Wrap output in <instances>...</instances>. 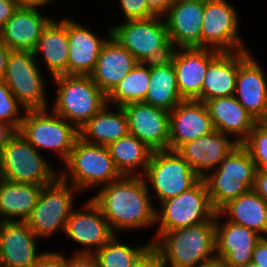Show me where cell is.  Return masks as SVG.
Here are the masks:
<instances>
[{
  "instance_id": "cell-1",
  "label": "cell",
  "mask_w": 267,
  "mask_h": 267,
  "mask_svg": "<svg viewBox=\"0 0 267 267\" xmlns=\"http://www.w3.org/2000/svg\"><path fill=\"white\" fill-rule=\"evenodd\" d=\"M91 200L114 234L155 228V205L143 176L122 175L99 187Z\"/></svg>"
},
{
  "instance_id": "cell-2",
  "label": "cell",
  "mask_w": 267,
  "mask_h": 267,
  "mask_svg": "<svg viewBox=\"0 0 267 267\" xmlns=\"http://www.w3.org/2000/svg\"><path fill=\"white\" fill-rule=\"evenodd\" d=\"M163 267H201L216 258L215 216L201 224L155 234Z\"/></svg>"
},
{
  "instance_id": "cell-3",
  "label": "cell",
  "mask_w": 267,
  "mask_h": 267,
  "mask_svg": "<svg viewBox=\"0 0 267 267\" xmlns=\"http://www.w3.org/2000/svg\"><path fill=\"white\" fill-rule=\"evenodd\" d=\"M59 176L86 193L90 189L96 191L122 175L116 169L107 146L88 144L78 138L67 160L59 165Z\"/></svg>"
},
{
  "instance_id": "cell-4",
  "label": "cell",
  "mask_w": 267,
  "mask_h": 267,
  "mask_svg": "<svg viewBox=\"0 0 267 267\" xmlns=\"http://www.w3.org/2000/svg\"><path fill=\"white\" fill-rule=\"evenodd\" d=\"M50 80L57 88L50 109L78 130L107 104V95L90 76L58 75Z\"/></svg>"
},
{
  "instance_id": "cell-5",
  "label": "cell",
  "mask_w": 267,
  "mask_h": 267,
  "mask_svg": "<svg viewBox=\"0 0 267 267\" xmlns=\"http://www.w3.org/2000/svg\"><path fill=\"white\" fill-rule=\"evenodd\" d=\"M119 21L110 25L111 36L138 62L156 63L169 59L173 48L163 16Z\"/></svg>"
},
{
  "instance_id": "cell-6",
  "label": "cell",
  "mask_w": 267,
  "mask_h": 267,
  "mask_svg": "<svg viewBox=\"0 0 267 267\" xmlns=\"http://www.w3.org/2000/svg\"><path fill=\"white\" fill-rule=\"evenodd\" d=\"M48 160L16 131L0 150V178L45 186L59 176V168Z\"/></svg>"
},
{
  "instance_id": "cell-7",
  "label": "cell",
  "mask_w": 267,
  "mask_h": 267,
  "mask_svg": "<svg viewBox=\"0 0 267 267\" xmlns=\"http://www.w3.org/2000/svg\"><path fill=\"white\" fill-rule=\"evenodd\" d=\"M18 131L39 152L53 151L61 163L79 138V130L50 108L26 110Z\"/></svg>"
},
{
  "instance_id": "cell-8",
  "label": "cell",
  "mask_w": 267,
  "mask_h": 267,
  "mask_svg": "<svg viewBox=\"0 0 267 267\" xmlns=\"http://www.w3.org/2000/svg\"><path fill=\"white\" fill-rule=\"evenodd\" d=\"M256 171L249 152L241 144L238 145L203 178L213 209L218 212L229 201L253 189Z\"/></svg>"
},
{
  "instance_id": "cell-9",
  "label": "cell",
  "mask_w": 267,
  "mask_h": 267,
  "mask_svg": "<svg viewBox=\"0 0 267 267\" xmlns=\"http://www.w3.org/2000/svg\"><path fill=\"white\" fill-rule=\"evenodd\" d=\"M80 193L60 176L42 187L36 206L26 220L29 228L41 242L55 238L58 233H64L67 220L77 204Z\"/></svg>"
},
{
  "instance_id": "cell-10",
  "label": "cell",
  "mask_w": 267,
  "mask_h": 267,
  "mask_svg": "<svg viewBox=\"0 0 267 267\" xmlns=\"http://www.w3.org/2000/svg\"><path fill=\"white\" fill-rule=\"evenodd\" d=\"M155 206L157 228L154 234L195 226L211 220L216 214L203 178L182 194L159 202Z\"/></svg>"
},
{
  "instance_id": "cell-11",
  "label": "cell",
  "mask_w": 267,
  "mask_h": 267,
  "mask_svg": "<svg viewBox=\"0 0 267 267\" xmlns=\"http://www.w3.org/2000/svg\"><path fill=\"white\" fill-rule=\"evenodd\" d=\"M143 177L154 205L182 194L201 179L177 151L169 149L152 152Z\"/></svg>"
},
{
  "instance_id": "cell-12",
  "label": "cell",
  "mask_w": 267,
  "mask_h": 267,
  "mask_svg": "<svg viewBox=\"0 0 267 267\" xmlns=\"http://www.w3.org/2000/svg\"><path fill=\"white\" fill-rule=\"evenodd\" d=\"M43 73L33 52L11 50L3 81L26 110L49 109L48 81Z\"/></svg>"
},
{
  "instance_id": "cell-13",
  "label": "cell",
  "mask_w": 267,
  "mask_h": 267,
  "mask_svg": "<svg viewBox=\"0 0 267 267\" xmlns=\"http://www.w3.org/2000/svg\"><path fill=\"white\" fill-rule=\"evenodd\" d=\"M239 11L228 0H205L201 47L219 51L249 50L251 47L241 37Z\"/></svg>"
},
{
  "instance_id": "cell-14",
  "label": "cell",
  "mask_w": 267,
  "mask_h": 267,
  "mask_svg": "<svg viewBox=\"0 0 267 267\" xmlns=\"http://www.w3.org/2000/svg\"><path fill=\"white\" fill-rule=\"evenodd\" d=\"M82 204L79 205L80 208L76 206L72 210L63 235L71 239L76 248L80 246L74 253L95 254L115 234L91 198H87Z\"/></svg>"
},
{
  "instance_id": "cell-15",
  "label": "cell",
  "mask_w": 267,
  "mask_h": 267,
  "mask_svg": "<svg viewBox=\"0 0 267 267\" xmlns=\"http://www.w3.org/2000/svg\"><path fill=\"white\" fill-rule=\"evenodd\" d=\"M252 50L239 51V68L234 96L258 121L267 110V73Z\"/></svg>"
},
{
  "instance_id": "cell-16",
  "label": "cell",
  "mask_w": 267,
  "mask_h": 267,
  "mask_svg": "<svg viewBox=\"0 0 267 267\" xmlns=\"http://www.w3.org/2000/svg\"><path fill=\"white\" fill-rule=\"evenodd\" d=\"M26 221L0 222V264L2 267H35L45 251ZM41 251V252H40Z\"/></svg>"
},
{
  "instance_id": "cell-17",
  "label": "cell",
  "mask_w": 267,
  "mask_h": 267,
  "mask_svg": "<svg viewBox=\"0 0 267 267\" xmlns=\"http://www.w3.org/2000/svg\"><path fill=\"white\" fill-rule=\"evenodd\" d=\"M122 107L129 134L153 151L169 149L170 112L144 102H132Z\"/></svg>"
},
{
  "instance_id": "cell-18",
  "label": "cell",
  "mask_w": 267,
  "mask_h": 267,
  "mask_svg": "<svg viewBox=\"0 0 267 267\" xmlns=\"http://www.w3.org/2000/svg\"><path fill=\"white\" fill-rule=\"evenodd\" d=\"M221 51L212 48H175L169 59L172 61L177 87L183 100H200L201 88L210 62Z\"/></svg>"
},
{
  "instance_id": "cell-19",
  "label": "cell",
  "mask_w": 267,
  "mask_h": 267,
  "mask_svg": "<svg viewBox=\"0 0 267 267\" xmlns=\"http://www.w3.org/2000/svg\"><path fill=\"white\" fill-rule=\"evenodd\" d=\"M205 0H174L163 15L173 49L201 47Z\"/></svg>"
},
{
  "instance_id": "cell-20",
  "label": "cell",
  "mask_w": 267,
  "mask_h": 267,
  "mask_svg": "<svg viewBox=\"0 0 267 267\" xmlns=\"http://www.w3.org/2000/svg\"><path fill=\"white\" fill-rule=\"evenodd\" d=\"M215 131L205 102L182 100L170 111L169 150Z\"/></svg>"
},
{
  "instance_id": "cell-21",
  "label": "cell",
  "mask_w": 267,
  "mask_h": 267,
  "mask_svg": "<svg viewBox=\"0 0 267 267\" xmlns=\"http://www.w3.org/2000/svg\"><path fill=\"white\" fill-rule=\"evenodd\" d=\"M215 226L216 258L229 267L250 263L255 245L262 236L253 229L227 221L219 212L215 214Z\"/></svg>"
},
{
  "instance_id": "cell-22",
  "label": "cell",
  "mask_w": 267,
  "mask_h": 267,
  "mask_svg": "<svg viewBox=\"0 0 267 267\" xmlns=\"http://www.w3.org/2000/svg\"><path fill=\"white\" fill-rule=\"evenodd\" d=\"M57 19L58 17H54L44 28L33 50L42 70H46L51 76L49 79L58 75H68V17L62 16L60 20Z\"/></svg>"
},
{
  "instance_id": "cell-23",
  "label": "cell",
  "mask_w": 267,
  "mask_h": 267,
  "mask_svg": "<svg viewBox=\"0 0 267 267\" xmlns=\"http://www.w3.org/2000/svg\"><path fill=\"white\" fill-rule=\"evenodd\" d=\"M110 35L111 27H108L106 35L102 37L82 21L77 22L68 16V75L89 76L95 68L103 44Z\"/></svg>"
},
{
  "instance_id": "cell-24",
  "label": "cell",
  "mask_w": 267,
  "mask_h": 267,
  "mask_svg": "<svg viewBox=\"0 0 267 267\" xmlns=\"http://www.w3.org/2000/svg\"><path fill=\"white\" fill-rule=\"evenodd\" d=\"M238 145L230 135L217 130L183 144L177 152L188 162L194 172L204 178Z\"/></svg>"
},
{
  "instance_id": "cell-25",
  "label": "cell",
  "mask_w": 267,
  "mask_h": 267,
  "mask_svg": "<svg viewBox=\"0 0 267 267\" xmlns=\"http://www.w3.org/2000/svg\"><path fill=\"white\" fill-rule=\"evenodd\" d=\"M51 17L42 9L19 8L6 22L0 36L11 50L33 52Z\"/></svg>"
},
{
  "instance_id": "cell-26",
  "label": "cell",
  "mask_w": 267,
  "mask_h": 267,
  "mask_svg": "<svg viewBox=\"0 0 267 267\" xmlns=\"http://www.w3.org/2000/svg\"><path fill=\"white\" fill-rule=\"evenodd\" d=\"M137 63L135 57L110 35L103 44L95 68L89 76L108 95Z\"/></svg>"
},
{
  "instance_id": "cell-27",
  "label": "cell",
  "mask_w": 267,
  "mask_h": 267,
  "mask_svg": "<svg viewBox=\"0 0 267 267\" xmlns=\"http://www.w3.org/2000/svg\"><path fill=\"white\" fill-rule=\"evenodd\" d=\"M205 104L215 130L230 135L239 144L248 138L257 124L235 96L210 99Z\"/></svg>"
},
{
  "instance_id": "cell-28",
  "label": "cell",
  "mask_w": 267,
  "mask_h": 267,
  "mask_svg": "<svg viewBox=\"0 0 267 267\" xmlns=\"http://www.w3.org/2000/svg\"><path fill=\"white\" fill-rule=\"evenodd\" d=\"M128 134V121L123 107H112L110 104H106L79 129V138L84 142L102 146H108Z\"/></svg>"
},
{
  "instance_id": "cell-29",
  "label": "cell",
  "mask_w": 267,
  "mask_h": 267,
  "mask_svg": "<svg viewBox=\"0 0 267 267\" xmlns=\"http://www.w3.org/2000/svg\"><path fill=\"white\" fill-rule=\"evenodd\" d=\"M239 51H221L209 64L201 88V101L234 96Z\"/></svg>"
},
{
  "instance_id": "cell-30",
  "label": "cell",
  "mask_w": 267,
  "mask_h": 267,
  "mask_svg": "<svg viewBox=\"0 0 267 267\" xmlns=\"http://www.w3.org/2000/svg\"><path fill=\"white\" fill-rule=\"evenodd\" d=\"M42 187L0 178V222L26 221L36 206Z\"/></svg>"
},
{
  "instance_id": "cell-31",
  "label": "cell",
  "mask_w": 267,
  "mask_h": 267,
  "mask_svg": "<svg viewBox=\"0 0 267 267\" xmlns=\"http://www.w3.org/2000/svg\"><path fill=\"white\" fill-rule=\"evenodd\" d=\"M218 212L227 221L267 237V202L253 189L229 201Z\"/></svg>"
},
{
  "instance_id": "cell-32",
  "label": "cell",
  "mask_w": 267,
  "mask_h": 267,
  "mask_svg": "<svg viewBox=\"0 0 267 267\" xmlns=\"http://www.w3.org/2000/svg\"><path fill=\"white\" fill-rule=\"evenodd\" d=\"M182 100L172 61L150 63V80L144 103L170 112Z\"/></svg>"
},
{
  "instance_id": "cell-33",
  "label": "cell",
  "mask_w": 267,
  "mask_h": 267,
  "mask_svg": "<svg viewBox=\"0 0 267 267\" xmlns=\"http://www.w3.org/2000/svg\"><path fill=\"white\" fill-rule=\"evenodd\" d=\"M110 156L121 175L143 176L153 150L145 143L128 134L108 146Z\"/></svg>"
},
{
  "instance_id": "cell-34",
  "label": "cell",
  "mask_w": 267,
  "mask_h": 267,
  "mask_svg": "<svg viewBox=\"0 0 267 267\" xmlns=\"http://www.w3.org/2000/svg\"><path fill=\"white\" fill-rule=\"evenodd\" d=\"M150 80V63L138 62L107 95V104L124 106L144 102Z\"/></svg>"
},
{
  "instance_id": "cell-35",
  "label": "cell",
  "mask_w": 267,
  "mask_h": 267,
  "mask_svg": "<svg viewBox=\"0 0 267 267\" xmlns=\"http://www.w3.org/2000/svg\"><path fill=\"white\" fill-rule=\"evenodd\" d=\"M152 244L147 243L131 245L123 242L119 234H115L94 255L99 267H132L137 258Z\"/></svg>"
},
{
  "instance_id": "cell-36",
  "label": "cell",
  "mask_w": 267,
  "mask_h": 267,
  "mask_svg": "<svg viewBox=\"0 0 267 267\" xmlns=\"http://www.w3.org/2000/svg\"><path fill=\"white\" fill-rule=\"evenodd\" d=\"M26 109L17 101L7 84L0 80V120L19 130Z\"/></svg>"
},
{
  "instance_id": "cell-37",
  "label": "cell",
  "mask_w": 267,
  "mask_h": 267,
  "mask_svg": "<svg viewBox=\"0 0 267 267\" xmlns=\"http://www.w3.org/2000/svg\"><path fill=\"white\" fill-rule=\"evenodd\" d=\"M251 155L257 169H267V131L258 123L241 144Z\"/></svg>"
},
{
  "instance_id": "cell-38",
  "label": "cell",
  "mask_w": 267,
  "mask_h": 267,
  "mask_svg": "<svg viewBox=\"0 0 267 267\" xmlns=\"http://www.w3.org/2000/svg\"><path fill=\"white\" fill-rule=\"evenodd\" d=\"M117 1V0H116ZM122 21L147 19L156 14L149 8L146 0H118Z\"/></svg>"
},
{
  "instance_id": "cell-39",
  "label": "cell",
  "mask_w": 267,
  "mask_h": 267,
  "mask_svg": "<svg viewBox=\"0 0 267 267\" xmlns=\"http://www.w3.org/2000/svg\"><path fill=\"white\" fill-rule=\"evenodd\" d=\"M62 250H45L35 267H68V253Z\"/></svg>"
},
{
  "instance_id": "cell-40",
  "label": "cell",
  "mask_w": 267,
  "mask_h": 267,
  "mask_svg": "<svg viewBox=\"0 0 267 267\" xmlns=\"http://www.w3.org/2000/svg\"><path fill=\"white\" fill-rule=\"evenodd\" d=\"M132 267H163L158 250L151 244L134 262Z\"/></svg>"
},
{
  "instance_id": "cell-41",
  "label": "cell",
  "mask_w": 267,
  "mask_h": 267,
  "mask_svg": "<svg viewBox=\"0 0 267 267\" xmlns=\"http://www.w3.org/2000/svg\"><path fill=\"white\" fill-rule=\"evenodd\" d=\"M68 267H99L94 254L73 253L68 256Z\"/></svg>"
},
{
  "instance_id": "cell-42",
  "label": "cell",
  "mask_w": 267,
  "mask_h": 267,
  "mask_svg": "<svg viewBox=\"0 0 267 267\" xmlns=\"http://www.w3.org/2000/svg\"><path fill=\"white\" fill-rule=\"evenodd\" d=\"M251 262L259 267H267V237H262L256 243Z\"/></svg>"
},
{
  "instance_id": "cell-43",
  "label": "cell",
  "mask_w": 267,
  "mask_h": 267,
  "mask_svg": "<svg viewBox=\"0 0 267 267\" xmlns=\"http://www.w3.org/2000/svg\"><path fill=\"white\" fill-rule=\"evenodd\" d=\"M18 9L15 0H0V31Z\"/></svg>"
},
{
  "instance_id": "cell-44",
  "label": "cell",
  "mask_w": 267,
  "mask_h": 267,
  "mask_svg": "<svg viewBox=\"0 0 267 267\" xmlns=\"http://www.w3.org/2000/svg\"><path fill=\"white\" fill-rule=\"evenodd\" d=\"M253 190L267 202V169H257Z\"/></svg>"
},
{
  "instance_id": "cell-45",
  "label": "cell",
  "mask_w": 267,
  "mask_h": 267,
  "mask_svg": "<svg viewBox=\"0 0 267 267\" xmlns=\"http://www.w3.org/2000/svg\"><path fill=\"white\" fill-rule=\"evenodd\" d=\"M149 8L158 16H163L174 0H146Z\"/></svg>"
},
{
  "instance_id": "cell-46",
  "label": "cell",
  "mask_w": 267,
  "mask_h": 267,
  "mask_svg": "<svg viewBox=\"0 0 267 267\" xmlns=\"http://www.w3.org/2000/svg\"><path fill=\"white\" fill-rule=\"evenodd\" d=\"M15 1L19 6V8H38L42 10H46V7L53 5V3H57L55 0H15Z\"/></svg>"
},
{
  "instance_id": "cell-47",
  "label": "cell",
  "mask_w": 267,
  "mask_h": 267,
  "mask_svg": "<svg viewBox=\"0 0 267 267\" xmlns=\"http://www.w3.org/2000/svg\"><path fill=\"white\" fill-rule=\"evenodd\" d=\"M11 49L6 45L0 36V80L5 77L7 60Z\"/></svg>"
},
{
  "instance_id": "cell-48",
  "label": "cell",
  "mask_w": 267,
  "mask_h": 267,
  "mask_svg": "<svg viewBox=\"0 0 267 267\" xmlns=\"http://www.w3.org/2000/svg\"><path fill=\"white\" fill-rule=\"evenodd\" d=\"M15 132L16 130L12 126L0 120V150L6 145Z\"/></svg>"
},
{
  "instance_id": "cell-49",
  "label": "cell",
  "mask_w": 267,
  "mask_h": 267,
  "mask_svg": "<svg viewBox=\"0 0 267 267\" xmlns=\"http://www.w3.org/2000/svg\"><path fill=\"white\" fill-rule=\"evenodd\" d=\"M201 267H229L223 260L215 258L209 262H206Z\"/></svg>"
},
{
  "instance_id": "cell-50",
  "label": "cell",
  "mask_w": 267,
  "mask_h": 267,
  "mask_svg": "<svg viewBox=\"0 0 267 267\" xmlns=\"http://www.w3.org/2000/svg\"><path fill=\"white\" fill-rule=\"evenodd\" d=\"M257 123L267 131V110L264 112L263 116L257 121Z\"/></svg>"
},
{
  "instance_id": "cell-51",
  "label": "cell",
  "mask_w": 267,
  "mask_h": 267,
  "mask_svg": "<svg viewBox=\"0 0 267 267\" xmlns=\"http://www.w3.org/2000/svg\"><path fill=\"white\" fill-rule=\"evenodd\" d=\"M236 267H259V266H256L254 263L250 262L246 265H241V266H236Z\"/></svg>"
}]
</instances>
